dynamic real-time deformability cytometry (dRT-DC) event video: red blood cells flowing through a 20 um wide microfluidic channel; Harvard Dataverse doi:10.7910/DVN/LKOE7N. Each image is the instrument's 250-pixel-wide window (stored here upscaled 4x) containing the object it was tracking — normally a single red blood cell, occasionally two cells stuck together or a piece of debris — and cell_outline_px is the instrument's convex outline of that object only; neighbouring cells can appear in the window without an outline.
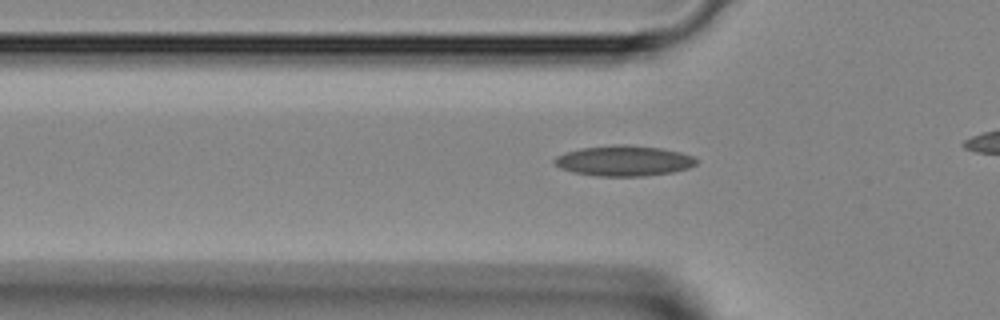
{"species": "Egyptian fruit bat (a non-hibernating species)", "species_latin": "Rousettus aegyptiacus", "temperature_condition": "room temperature", "stored_images_in_passage": 12, "camera_frame_rate_fps": 3000, "um_per_image_px": 0.085, "animal": {"sex": "female"}, "frame": {"image": 1, "passage_image": 6, "time_ms": 1.667, "image_size_px": [1000, 320], "cell_outline_px": [[700, 160], [696, 164], [688, 168], [672, 172], [644, 176], [596, 176], [572, 172], [560, 168], [552, 160], [556, 156], [580, 148], [616, 144], [624, 144], [660, 148], [680, 152], [692, 156]], "centroid_in_image_um": [53.03, 13.67], "position_along_channel_um": 72.8, "area_um2": 25.2}}
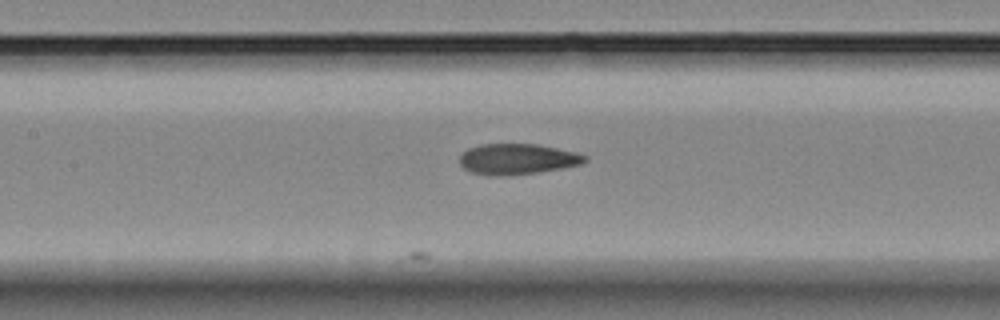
{"frame": {"image": 2, "passage_image": 12, "time_ms": 3.667, "image_size_px": [1000, 320], "cell_outline_px": [[588, 160], [580, 164], [564, 168], [536, 172], [496, 176], [472, 172], [464, 168], [460, 164], [460, 156], [468, 148], [480, 144], [536, 144], [576, 152], [588, 156]], "centroid_in_image_um": [43.99, 13.51], "position_along_channel_um": 163.4, "area_um2": 22.2}}